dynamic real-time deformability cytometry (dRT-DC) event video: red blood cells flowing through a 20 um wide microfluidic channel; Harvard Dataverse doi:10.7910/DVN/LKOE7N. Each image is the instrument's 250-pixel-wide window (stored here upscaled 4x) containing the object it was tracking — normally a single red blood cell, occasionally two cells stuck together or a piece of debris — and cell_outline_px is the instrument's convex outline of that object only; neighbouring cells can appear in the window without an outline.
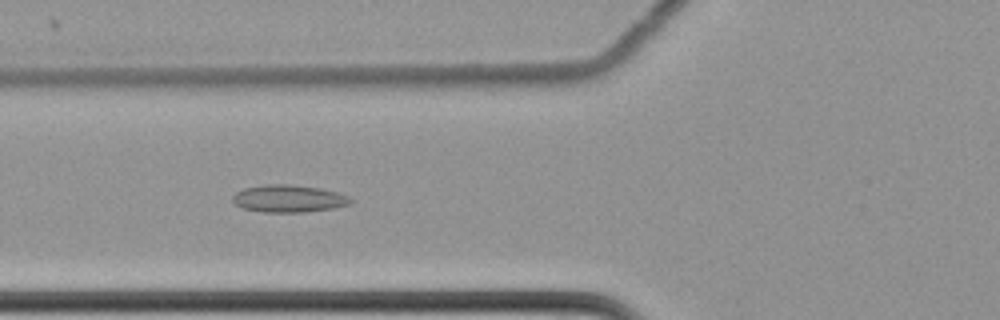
{"species": "common noctule bat (a hibernating species)", "species_latin": "Nyctalus noctula", "temperature_condition": "cold", "stored_images_in_passage": 10, "camera_frame_rate_fps": 3000, "um_per_image_px": 0.085, "animal": {"sex": "female", "body_mass_g": 22.7, "forearm_length_mm": 54.2}, "frame": {"image": 1, "passage_image": 7, "time_ms": 2.0, "image_size_px": [1000, 320], "cell_outline_px": [[352, 200], [348, 204], [332, 208], [308, 212], [264, 212], [240, 208], [232, 200], [232, 196], [236, 192], [244, 188], [268, 184], [288, 184], [320, 188], [336, 192], [348, 196]], "centroid_in_image_um": [24.49, 16.88], "position_along_channel_um": 101.3, "area_um2": 18.73}}